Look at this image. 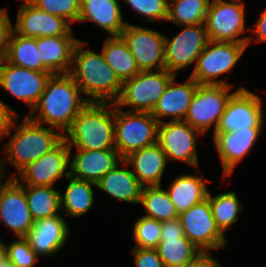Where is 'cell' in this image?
<instances>
[{"label":"cell","mask_w":266,"mask_h":267,"mask_svg":"<svg viewBox=\"0 0 266 267\" xmlns=\"http://www.w3.org/2000/svg\"><path fill=\"white\" fill-rule=\"evenodd\" d=\"M86 42L80 40L74 49L69 75L88 95V102L115 103L122 91V82L114 70L107 64L102 54L83 49Z\"/></svg>","instance_id":"2"},{"label":"cell","mask_w":266,"mask_h":267,"mask_svg":"<svg viewBox=\"0 0 266 267\" xmlns=\"http://www.w3.org/2000/svg\"><path fill=\"white\" fill-rule=\"evenodd\" d=\"M3 239L0 237V255L3 253Z\"/></svg>","instance_id":"49"},{"label":"cell","mask_w":266,"mask_h":267,"mask_svg":"<svg viewBox=\"0 0 266 267\" xmlns=\"http://www.w3.org/2000/svg\"><path fill=\"white\" fill-rule=\"evenodd\" d=\"M17 118V116L11 117L2 139L4 136H11L3 149L6 155L5 161L14 166L19 173L29 163L56 148L64 140V134L50 126L45 128L33 122L26 115L17 125ZM13 129L16 132L11 135Z\"/></svg>","instance_id":"3"},{"label":"cell","mask_w":266,"mask_h":267,"mask_svg":"<svg viewBox=\"0 0 266 267\" xmlns=\"http://www.w3.org/2000/svg\"><path fill=\"white\" fill-rule=\"evenodd\" d=\"M12 116H18L16 111L0 99V142Z\"/></svg>","instance_id":"44"},{"label":"cell","mask_w":266,"mask_h":267,"mask_svg":"<svg viewBox=\"0 0 266 267\" xmlns=\"http://www.w3.org/2000/svg\"><path fill=\"white\" fill-rule=\"evenodd\" d=\"M174 76L166 69L140 71L123 82L121 95L115 104L120 108L128 105L131 112L151 113Z\"/></svg>","instance_id":"7"},{"label":"cell","mask_w":266,"mask_h":267,"mask_svg":"<svg viewBox=\"0 0 266 267\" xmlns=\"http://www.w3.org/2000/svg\"><path fill=\"white\" fill-rule=\"evenodd\" d=\"M206 183L202 175L182 174L173 179L166 191L178 214L207 198L209 191Z\"/></svg>","instance_id":"27"},{"label":"cell","mask_w":266,"mask_h":267,"mask_svg":"<svg viewBox=\"0 0 266 267\" xmlns=\"http://www.w3.org/2000/svg\"><path fill=\"white\" fill-rule=\"evenodd\" d=\"M262 128L236 132L213 133V140L223 168L224 178L232 174L235 166L250 152Z\"/></svg>","instance_id":"19"},{"label":"cell","mask_w":266,"mask_h":267,"mask_svg":"<svg viewBox=\"0 0 266 267\" xmlns=\"http://www.w3.org/2000/svg\"><path fill=\"white\" fill-rule=\"evenodd\" d=\"M79 41L73 35L38 37L37 49L44 67L51 74H69L73 52Z\"/></svg>","instance_id":"23"},{"label":"cell","mask_w":266,"mask_h":267,"mask_svg":"<svg viewBox=\"0 0 266 267\" xmlns=\"http://www.w3.org/2000/svg\"><path fill=\"white\" fill-rule=\"evenodd\" d=\"M13 25L5 8H0V50L8 49Z\"/></svg>","instance_id":"41"},{"label":"cell","mask_w":266,"mask_h":267,"mask_svg":"<svg viewBox=\"0 0 266 267\" xmlns=\"http://www.w3.org/2000/svg\"><path fill=\"white\" fill-rule=\"evenodd\" d=\"M178 218L185 236L201 251L216 250L226 246L225 235L217 227L208 198L182 212Z\"/></svg>","instance_id":"11"},{"label":"cell","mask_w":266,"mask_h":267,"mask_svg":"<svg viewBox=\"0 0 266 267\" xmlns=\"http://www.w3.org/2000/svg\"><path fill=\"white\" fill-rule=\"evenodd\" d=\"M263 114L260 97L244 86L239 87L228 100L225 111L213 133L262 128Z\"/></svg>","instance_id":"10"},{"label":"cell","mask_w":266,"mask_h":267,"mask_svg":"<svg viewBox=\"0 0 266 267\" xmlns=\"http://www.w3.org/2000/svg\"><path fill=\"white\" fill-rule=\"evenodd\" d=\"M114 122L115 103L88 102L64 133V140L69 148L115 149Z\"/></svg>","instance_id":"4"},{"label":"cell","mask_w":266,"mask_h":267,"mask_svg":"<svg viewBox=\"0 0 266 267\" xmlns=\"http://www.w3.org/2000/svg\"><path fill=\"white\" fill-rule=\"evenodd\" d=\"M51 75L50 72H39L9 63L0 76V87L28 104L32 110L44 92Z\"/></svg>","instance_id":"18"},{"label":"cell","mask_w":266,"mask_h":267,"mask_svg":"<svg viewBox=\"0 0 266 267\" xmlns=\"http://www.w3.org/2000/svg\"><path fill=\"white\" fill-rule=\"evenodd\" d=\"M8 246L3 243V253L16 267H35L39 256L31 249L25 237H18Z\"/></svg>","instance_id":"38"},{"label":"cell","mask_w":266,"mask_h":267,"mask_svg":"<svg viewBox=\"0 0 266 267\" xmlns=\"http://www.w3.org/2000/svg\"><path fill=\"white\" fill-rule=\"evenodd\" d=\"M253 35H256V43L266 41V10L260 14V18L255 24Z\"/></svg>","instance_id":"45"},{"label":"cell","mask_w":266,"mask_h":267,"mask_svg":"<svg viewBox=\"0 0 266 267\" xmlns=\"http://www.w3.org/2000/svg\"><path fill=\"white\" fill-rule=\"evenodd\" d=\"M10 178H14L24 189L28 202V207L34 221L60 215V192L51 186H32L19 182L15 174L11 173ZM25 187V188H24Z\"/></svg>","instance_id":"29"},{"label":"cell","mask_w":266,"mask_h":267,"mask_svg":"<svg viewBox=\"0 0 266 267\" xmlns=\"http://www.w3.org/2000/svg\"><path fill=\"white\" fill-rule=\"evenodd\" d=\"M207 198L210 202L212 216L217 227L224 234L239 219L238 213L244 208L239 202L236 192L230 191L212 196L208 192Z\"/></svg>","instance_id":"35"},{"label":"cell","mask_w":266,"mask_h":267,"mask_svg":"<svg viewBox=\"0 0 266 267\" xmlns=\"http://www.w3.org/2000/svg\"><path fill=\"white\" fill-rule=\"evenodd\" d=\"M5 163L3 164V160H2V158L0 157V181L1 180H4V179H6V175H4V172H6L5 170L6 169H4L5 168ZM4 170V171H3ZM5 177V178H4Z\"/></svg>","instance_id":"48"},{"label":"cell","mask_w":266,"mask_h":267,"mask_svg":"<svg viewBox=\"0 0 266 267\" xmlns=\"http://www.w3.org/2000/svg\"><path fill=\"white\" fill-rule=\"evenodd\" d=\"M101 52L107 64L114 70L122 83L140 72L135 58L122 36H109L104 42Z\"/></svg>","instance_id":"28"},{"label":"cell","mask_w":266,"mask_h":267,"mask_svg":"<svg viewBox=\"0 0 266 267\" xmlns=\"http://www.w3.org/2000/svg\"><path fill=\"white\" fill-rule=\"evenodd\" d=\"M176 77L177 75L170 80L165 92L151 112L159 123L163 122L160 119L163 117H172L170 121H184L198 87V83L190 76L184 83H177Z\"/></svg>","instance_id":"22"},{"label":"cell","mask_w":266,"mask_h":267,"mask_svg":"<svg viewBox=\"0 0 266 267\" xmlns=\"http://www.w3.org/2000/svg\"><path fill=\"white\" fill-rule=\"evenodd\" d=\"M184 236L179 218L161 222V238H182Z\"/></svg>","instance_id":"42"},{"label":"cell","mask_w":266,"mask_h":267,"mask_svg":"<svg viewBox=\"0 0 266 267\" xmlns=\"http://www.w3.org/2000/svg\"><path fill=\"white\" fill-rule=\"evenodd\" d=\"M159 122L147 112L123 111L115 104V149L124 159L134 151L157 143Z\"/></svg>","instance_id":"5"},{"label":"cell","mask_w":266,"mask_h":267,"mask_svg":"<svg viewBox=\"0 0 266 267\" xmlns=\"http://www.w3.org/2000/svg\"><path fill=\"white\" fill-rule=\"evenodd\" d=\"M140 71L165 69V36L129 22L121 34Z\"/></svg>","instance_id":"12"},{"label":"cell","mask_w":266,"mask_h":267,"mask_svg":"<svg viewBox=\"0 0 266 267\" xmlns=\"http://www.w3.org/2000/svg\"><path fill=\"white\" fill-rule=\"evenodd\" d=\"M156 250L165 267H185L201 251L186 236L160 238Z\"/></svg>","instance_id":"33"},{"label":"cell","mask_w":266,"mask_h":267,"mask_svg":"<svg viewBox=\"0 0 266 267\" xmlns=\"http://www.w3.org/2000/svg\"><path fill=\"white\" fill-rule=\"evenodd\" d=\"M18 8L13 30L24 37L73 35L71 24L63 18L36 8L28 0Z\"/></svg>","instance_id":"17"},{"label":"cell","mask_w":266,"mask_h":267,"mask_svg":"<svg viewBox=\"0 0 266 267\" xmlns=\"http://www.w3.org/2000/svg\"><path fill=\"white\" fill-rule=\"evenodd\" d=\"M69 237V228L63 216L56 215L35 221L26 235L31 249L40 256H51L59 252Z\"/></svg>","instance_id":"21"},{"label":"cell","mask_w":266,"mask_h":267,"mask_svg":"<svg viewBox=\"0 0 266 267\" xmlns=\"http://www.w3.org/2000/svg\"><path fill=\"white\" fill-rule=\"evenodd\" d=\"M203 133L185 121H163L158 124L157 143L166 154L167 161H182L197 170L199 161L196 139Z\"/></svg>","instance_id":"14"},{"label":"cell","mask_w":266,"mask_h":267,"mask_svg":"<svg viewBox=\"0 0 266 267\" xmlns=\"http://www.w3.org/2000/svg\"><path fill=\"white\" fill-rule=\"evenodd\" d=\"M209 3L208 0H168L167 21L178 27L204 23Z\"/></svg>","instance_id":"34"},{"label":"cell","mask_w":266,"mask_h":267,"mask_svg":"<svg viewBox=\"0 0 266 267\" xmlns=\"http://www.w3.org/2000/svg\"><path fill=\"white\" fill-rule=\"evenodd\" d=\"M131 253L136 267H165L156 249L133 247Z\"/></svg>","instance_id":"40"},{"label":"cell","mask_w":266,"mask_h":267,"mask_svg":"<svg viewBox=\"0 0 266 267\" xmlns=\"http://www.w3.org/2000/svg\"><path fill=\"white\" fill-rule=\"evenodd\" d=\"M124 160L129 166H133L132 172L143 187L161 185L162 175L168 161L158 143L134 151Z\"/></svg>","instance_id":"24"},{"label":"cell","mask_w":266,"mask_h":267,"mask_svg":"<svg viewBox=\"0 0 266 267\" xmlns=\"http://www.w3.org/2000/svg\"><path fill=\"white\" fill-rule=\"evenodd\" d=\"M0 181V224L5 226L15 237H26L35 221L28 207L23 187L14 179Z\"/></svg>","instance_id":"15"},{"label":"cell","mask_w":266,"mask_h":267,"mask_svg":"<svg viewBox=\"0 0 266 267\" xmlns=\"http://www.w3.org/2000/svg\"><path fill=\"white\" fill-rule=\"evenodd\" d=\"M134 11L145 16L149 22L167 21L168 0H124Z\"/></svg>","instance_id":"39"},{"label":"cell","mask_w":266,"mask_h":267,"mask_svg":"<svg viewBox=\"0 0 266 267\" xmlns=\"http://www.w3.org/2000/svg\"><path fill=\"white\" fill-rule=\"evenodd\" d=\"M69 184L62 195L60 192L61 211L72 217H81L91 209L94 203L92 185L96 184L68 176Z\"/></svg>","instance_id":"30"},{"label":"cell","mask_w":266,"mask_h":267,"mask_svg":"<svg viewBox=\"0 0 266 267\" xmlns=\"http://www.w3.org/2000/svg\"><path fill=\"white\" fill-rule=\"evenodd\" d=\"M133 237L134 247L156 249L161 238V222L146 216L138 218L133 227Z\"/></svg>","instance_id":"36"},{"label":"cell","mask_w":266,"mask_h":267,"mask_svg":"<svg viewBox=\"0 0 266 267\" xmlns=\"http://www.w3.org/2000/svg\"><path fill=\"white\" fill-rule=\"evenodd\" d=\"M8 51L9 63L12 65L39 72H49L40 59L37 38L24 37L12 30Z\"/></svg>","instance_id":"31"},{"label":"cell","mask_w":266,"mask_h":267,"mask_svg":"<svg viewBox=\"0 0 266 267\" xmlns=\"http://www.w3.org/2000/svg\"><path fill=\"white\" fill-rule=\"evenodd\" d=\"M181 29L172 39L165 36V69L174 75L188 65L195 63L196 66L209 42L204 23L181 26Z\"/></svg>","instance_id":"13"},{"label":"cell","mask_w":266,"mask_h":267,"mask_svg":"<svg viewBox=\"0 0 266 267\" xmlns=\"http://www.w3.org/2000/svg\"><path fill=\"white\" fill-rule=\"evenodd\" d=\"M118 0H81L78 22L91 21L110 36H121L128 22L122 19Z\"/></svg>","instance_id":"25"},{"label":"cell","mask_w":266,"mask_h":267,"mask_svg":"<svg viewBox=\"0 0 266 267\" xmlns=\"http://www.w3.org/2000/svg\"><path fill=\"white\" fill-rule=\"evenodd\" d=\"M72 149L70 148V176L94 184L122 160L116 149H77L71 158Z\"/></svg>","instance_id":"20"},{"label":"cell","mask_w":266,"mask_h":267,"mask_svg":"<svg viewBox=\"0 0 266 267\" xmlns=\"http://www.w3.org/2000/svg\"><path fill=\"white\" fill-rule=\"evenodd\" d=\"M242 0H212L205 18V29L209 41L251 44L254 37L238 38L245 31V5Z\"/></svg>","instance_id":"6"},{"label":"cell","mask_w":266,"mask_h":267,"mask_svg":"<svg viewBox=\"0 0 266 267\" xmlns=\"http://www.w3.org/2000/svg\"><path fill=\"white\" fill-rule=\"evenodd\" d=\"M80 94V88L69 74H52L39 101L26 116L33 122L48 124L64 133L88 103Z\"/></svg>","instance_id":"1"},{"label":"cell","mask_w":266,"mask_h":267,"mask_svg":"<svg viewBox=\"0 0 266 267\" xmlns=\"http://www.w3.org/2000/svg\"><path fill=\"white\" fill-rule=\"evenodd\" d=\"M139 204L145 208L147 214L160 222L178 218L179 214L170 199L166 189L160 186H145L142 188Z\"/></svg>","instance_id":"32"},{"label":"cell","mask_w":266,"mask_h":267,"mask_svg":"<svg viewBox=\"0 0 266 267\" xmlns=\"http://www.w3.org/2000/svg\"><path fill=\"white\" fill-rule=\"evenodd\" d=\"M0 267H16L9 259L8 257L2 253L0 255Z\"/></svg>","instance_id":"47"},{"label":"cell","mask_w":266,"mask_h":267,"mask_svg":"<svg viewBox=\"0 0 266 267\" xmlns=\"http://www.w3.org/2000/svg\"><path fill=\"white\" fill-rule=\"evenodd\" d=\"M9 64V51L8 49L0 50V76L7 69Z\"/></svg>","instance_id":"46"},{"label":"cell","mask_w":266,"mask_h":267,"mask_svg":"<svg viewBox=\"0 0 266 267\" xmlns=\"http://www.w3.org/2000/svg\"><path fill=\"white\" fill-rule=\"evenodd\" d=\"M209 251H200L185 267H221Z\"/></svg>","instance_id":"43"},{"label":"cell","mask_w":266,"mask_h":267,"mask_svg":"<svg viewBox=\"0 0 266 267\" xmlns=\"http://www.w3.org/2000/svg\"><path fill=\"white\" fill-rule=\"evenodd\" d=\"M70 148L63 140L52 151L45 153L37 160L29 163L19 172L22 184L32 186H51L61 177L67 178L70 175Z\"/></svg>","instance_id":"16"},{"label":"cell","mask_w":266,"mask_h":267,"mask_svg":"<svg viewBox=\"0 0 266 267\" xmlns=\"http://www.w3.org/2000/svg\"><path fill=\"white\" fill-rule=\"evenodd\" d=\"M232 85L198 84L184 119L192 128L205 134L213 125L215 132L223 115Z\"/></svg>","instance_id":"8"},{"label":"cell","mask_w":266,"mask_h":267,"mask_svg":"<svg viewBox=\"0 0 266 267\" xmlns=\"http://www.w3.org/2000/svg\"><path fill=\"white\" fill-rule=\"evenodd\" d=\"M124 168H120V164ZM114 168L107 172L97 183L98 189L103 190L117 201L139 204L143 186L140 184L129 165L122 159Z\"/></svg>","instance_id":"26"},{"label":"cell","mask_w":266,"mask_h":267,"mask_svg":"<svg viewBox=\"0 0 266 267\" xmlns=\"http://www.w3.org/2000/svg\"><path fill=\"white\" fill-rule=\"evenodd\" d=\"M36 8L59 16L71 25L78 22L81 0H28Z\"/></svg>","instance_id":"37"},{"label":"cell","mask_w":266,"mask_h":267,"mask_svg":"<svg viewBox=\"0 0 266 267\" xmlns=\"http://www.w3.org/2000/svg\"><path fill=\"white\" fill-rule=\"evenodd\" d=\"M246 48V44L209 41L199 55L190 77L198 84L231 85L216 78L230 72Z\"/></svg>","instance_id":"9"}]
</instances>
